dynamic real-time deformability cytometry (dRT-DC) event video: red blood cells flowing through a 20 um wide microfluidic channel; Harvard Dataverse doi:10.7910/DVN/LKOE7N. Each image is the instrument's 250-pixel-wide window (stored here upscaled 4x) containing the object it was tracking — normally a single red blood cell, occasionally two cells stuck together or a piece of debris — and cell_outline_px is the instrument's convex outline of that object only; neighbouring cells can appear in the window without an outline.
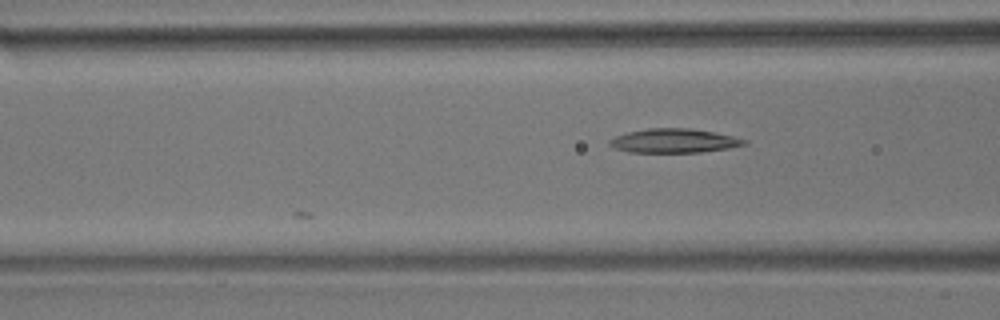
{"species": "common noctule bat (a hibernating species)", "species_latin": "Nyctalus noctula", "temperature_condition": "room temperature", "stored_images_in_passage": 7, "camera_frame_rate_fps": 3000, "um_per_image_px": 0.085, "animal": {"sex": "male", "body_mass_g": 17.9}, "frame": {"image": 1, "passage_image": 7, "time_ms": 2.0, "image_size_px": [1000, 320], "cell_outline_px": [[748, 144], [728, 148], [700, 152], [628, 152], [616, 148], [608, 144], [608, 140], [616, 136], [628, 132], [648, 128], [688, 128], [712, 132], [732, 136], [748, 140]], "centroid_in_image_um": [57.28, 11.96], "position_along_channel_um": 109.3, "area_um2": 18.73}}